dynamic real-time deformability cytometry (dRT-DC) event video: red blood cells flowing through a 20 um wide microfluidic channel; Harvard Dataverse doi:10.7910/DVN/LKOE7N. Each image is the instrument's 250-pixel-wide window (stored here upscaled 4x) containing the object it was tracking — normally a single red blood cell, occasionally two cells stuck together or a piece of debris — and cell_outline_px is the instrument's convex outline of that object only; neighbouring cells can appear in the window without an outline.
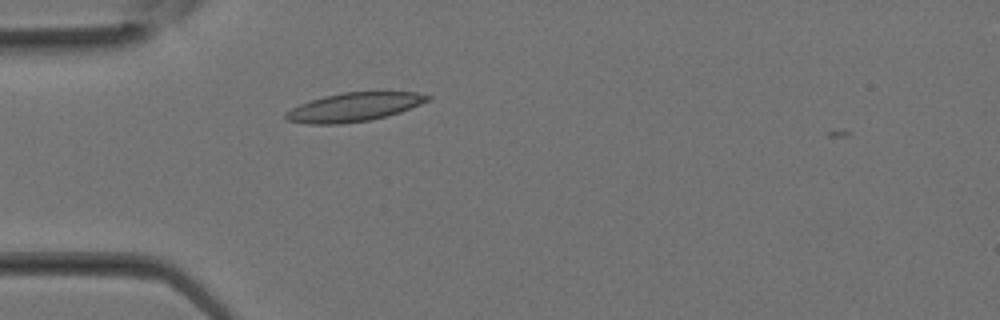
{"species": "Egyptian fruit bat (a non-hibernating species)", "species_latin": "Rousettus aegyptiacus", "temperature_condition": "room temperature", "stored_images_in_passage": 10, "camera_frame_rate_fps": 3000, "um_per_image_px": 0.085, "animal": {"sex": "female"}, "frame": {"image": 1, "passage_image": 2, "time_ms": 0.333, "image_size_px": [1000, 320], "cell_outline_px": [[432, 100], [400, 112], [368, 120], [340, 124], [308, 124], [288, 120], [284, 116], [284, 112], [300, 104], [324, 96], [344, 92], [416, 92], [432, 96]], "centroid_in_image_um": [30.11, 9.1], "position_along_channel_um": 54.9, "area_um2": 23.58}}
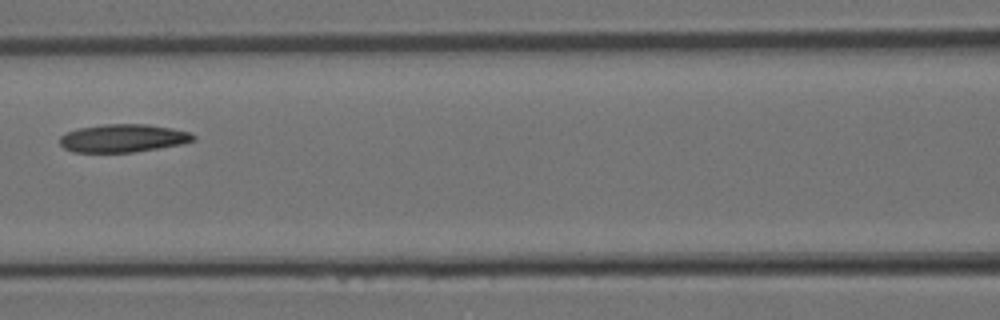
{"frame": {"image": 2, "passage_image": 7, "time_ms": 2.0, "image_size_px": [1000, 320], "cell_outline_px": [[196, 140], [184, 144], [136, 152], [72, 152], [64, 148], [60, 144], [60, 136], [68, 132], [80, 128], [104, 124], [148, 124], [172, 128], [188, 132], [196, 136]], "centroid_in_image_um": [10.5, 11.75], "position_along_channel_um": 156.1, "area_um2": 21.91}}
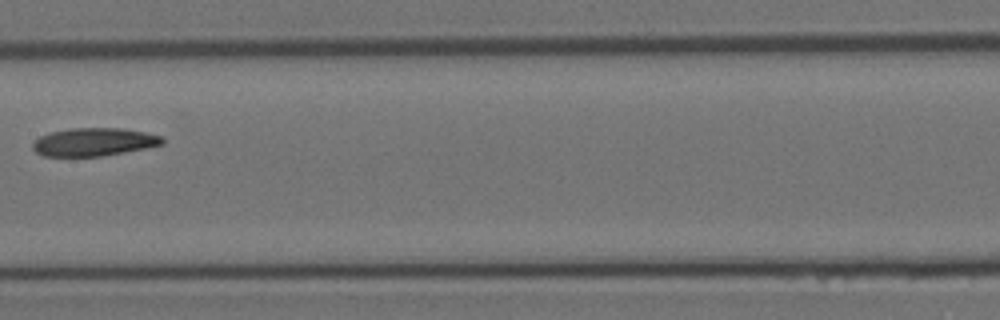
{"frame": {"image": 3, "passage_image": 9, "time_ms": 2.667, "image_size_px": [1000, 320], "cell_outline_px": [[164, 144], [124, 152], [100, 156], [44, 156], [36, 152], [32, 148], [32, 144], [40, 136], [52, 132], [68, 128], [120, 128], [144, 132], [164, 136]], "centroid_in_image_um": [7.99, 12.06], "position_along_channel_um": 199.4, "area_um2": 21.1}}